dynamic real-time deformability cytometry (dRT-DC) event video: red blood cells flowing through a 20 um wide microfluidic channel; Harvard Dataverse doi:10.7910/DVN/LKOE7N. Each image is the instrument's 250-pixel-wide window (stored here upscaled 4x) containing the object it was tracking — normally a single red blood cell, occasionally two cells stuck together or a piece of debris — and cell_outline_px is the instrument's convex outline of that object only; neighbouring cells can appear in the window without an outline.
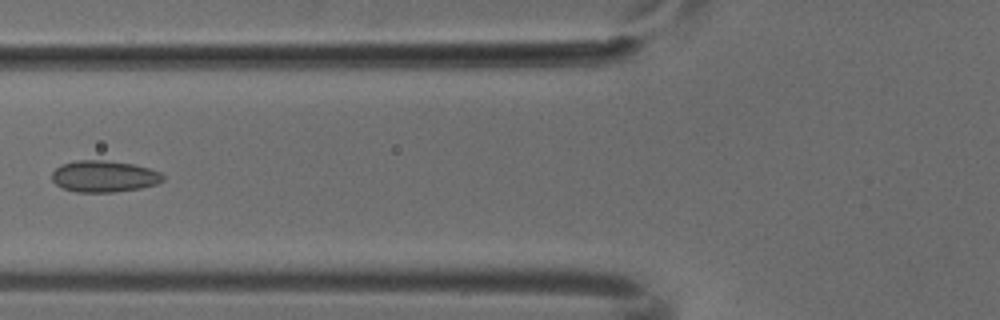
{"species": "common noctule bat (a hibernating species)", "species_latin": "Nyctalus noctula", "temperature_condition": "cold", "stored_images_in_passage": 5, "camera_frame_rate_fps": 3000, "um_per_image_px": 0.085, "animal": {"sex": "male", "body_mass_g": 18.8}, "frame": {"image": 1, "passage_image": 5, "time_ms": 1.333, "image_size_px": [1000, 320], "cell_outline_px": [[164, 180], [156, 184], [140, 188], [112, 192], [76, 192], [64, 188], [56, 184], [52, 180], [52, 172], [60, 164], [76, 160], [104, 160], [132, 164], [148, 168], [160, 172], [164, 176]], "centroid_in_image_um": [8.82, 14.98], "position_along_channel_um": 117.0, "area_um2": 20.35}}